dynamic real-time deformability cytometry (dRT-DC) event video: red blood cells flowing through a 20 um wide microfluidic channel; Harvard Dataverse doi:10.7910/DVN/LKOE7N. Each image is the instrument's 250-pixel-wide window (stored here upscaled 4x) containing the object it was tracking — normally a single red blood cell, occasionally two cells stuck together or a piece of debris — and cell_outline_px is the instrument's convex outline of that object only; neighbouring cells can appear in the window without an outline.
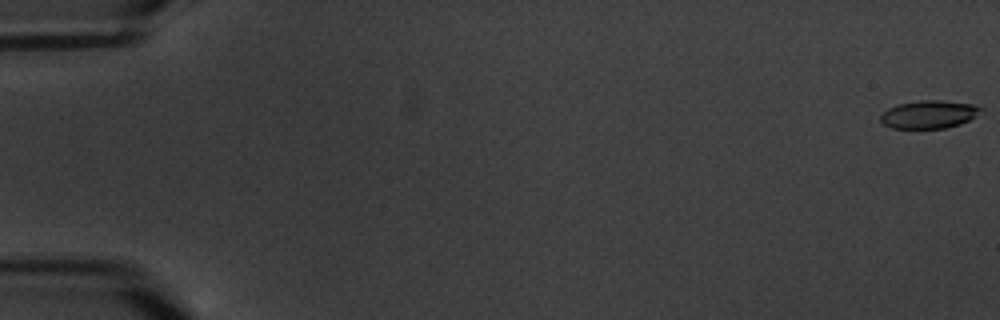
{"species": "common noctule bat (a hibernating species)", "species_latin": "Nyctalus noctula", "temperature_condition": "warm", "stored_images_in_passage": 7, "camera_frame_rate_fps": 3000, "um_per_image_px": 0.085, "animal": {"sex": "male", "body_mass_g": 20.1, "forearm_length_mm": 53.5}, "frame": {"image": 1, "passage_image": 1, "time_ms": 0.0, "image_size_px": [1000, 320], "cell_outline_px": [[984, 108], [968, 120], [960, 124], [944, 128], [892, 128], [884, 124], [880, 120], [880, 116], [888, 108], [900, 104], [920, 100], [940, 100], [972, 104]], "centroid_in_image_um": [78.94, 9.72], "position_along_channel_um": 6.1, "area_um2": 16.07}}